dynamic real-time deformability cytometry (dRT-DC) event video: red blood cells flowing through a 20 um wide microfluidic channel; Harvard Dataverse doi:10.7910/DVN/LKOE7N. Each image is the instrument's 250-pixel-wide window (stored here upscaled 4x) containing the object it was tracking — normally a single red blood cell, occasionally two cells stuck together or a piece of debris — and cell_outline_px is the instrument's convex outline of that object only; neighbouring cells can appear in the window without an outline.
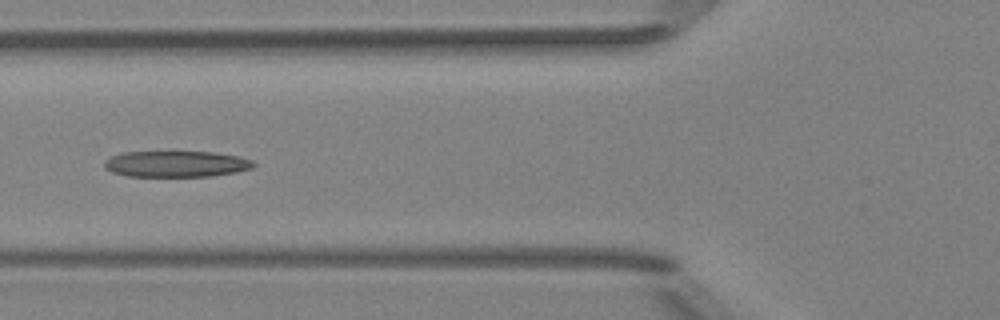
{"species": "Egyptian fruit bat (a non-hibernating species)", "species_latin": "Rousettus aegyptiacus", "temperature_condition": "room temperature", "stored_images_in_passage": 6, "camera_frame_rate_fps": 3000, "um_per_image_px": 0.085, "animal": {"sex": "female"}, "frame": {"image": 1, "passage_image": 6, "time_ms": 5.667, "image_size_px": [1000, 320], "cell_outline_px": [[256, 164], [252, 168], [236, 172], [212, 176], [128, 176], [112, 172], [104, 168], [104, 160], [112, 156], [124, 152], [212, 152], [240, 156], [252, 160]], "centroid_in_image_um": [14.99, 13.93], "position_along_channel_um": 110.8, "area_um2": 22.72}}